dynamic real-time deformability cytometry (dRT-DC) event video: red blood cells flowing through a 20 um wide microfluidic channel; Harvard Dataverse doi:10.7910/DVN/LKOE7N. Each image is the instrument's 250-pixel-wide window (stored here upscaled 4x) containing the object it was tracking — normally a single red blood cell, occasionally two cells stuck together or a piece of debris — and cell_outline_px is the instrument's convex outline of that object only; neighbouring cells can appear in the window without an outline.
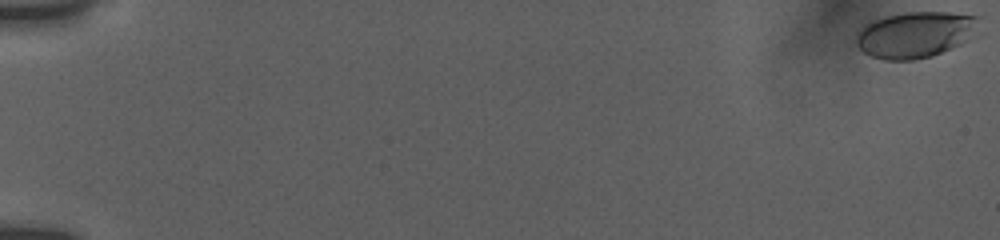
{"species": "human", "species_latin": "Homo sapiens", "temperature_condition": "room temperature", "stored_images_in_passage": 16, "camera_frame_rate_fps": 3000, "um_per_image_px": 0.085, "donor": {"sex": "female"}, "frame": {"image": 1, "passage_image": 1, "time_ms": 0.0, "image_size_px": [1000, 240], "cell_outline_px": [[980, 36], [932, 56], [912, 60], [884, 60], [872, 56], [864, 52], [856, 44], [856, 36], [860, 28], [864, 24], [872, 20], [904, 12], [948, 12], [980, 16]], "centroid_in_image_um": [77.89, 2.93], "position_along_channel_um": 7.1, "area_um2": 33.7}}
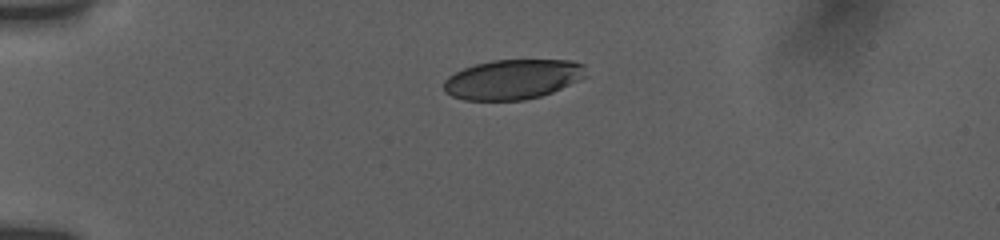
{"frame": {"image": 2, "passage_image": 12, "time_ms": 5.0, "image_size_px": [1000, 240], "cell_outline_px": [[588, 76], [552, 92], [540, 96], [524, 100], [464, 100], [452, 96], [444, 92], [444, 80], [448, 76], [464, 68], [476, 64], [492, 60], [572, 60], [584, 64]], "centroid_in_image_um": [43.6, 6.74], "position_along_channel_um": 41.4, "area_um2": 33.06}}
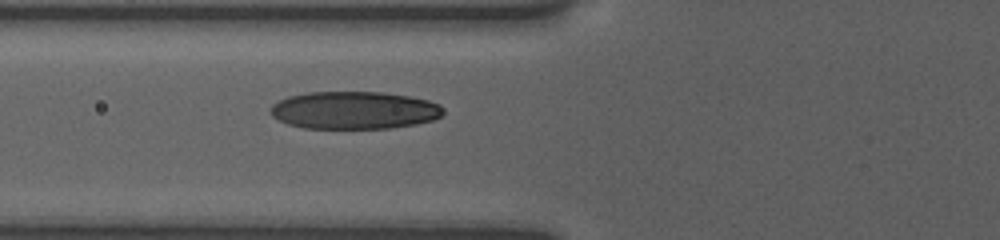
{"frame": {"image": 3, "passage_image": 16, "time_ms": 7.667, "image_size_px": [1000, 240], "cell_outline_px": [[444, 112], [440, 116], [432, 120], [416, 124], [392, 128], [304, 128], [288, 124], [272, 116], [268, 112], [268, 108], [276, 100], [288, 96], [308, 92], [380, 92], [408, 96], [428, 100], [440, 104], [444, 108]], "centroid_in_image_um": [30.07, 9.37], "position_along_channel_um": 95.7, "area_um2": 38.15}}